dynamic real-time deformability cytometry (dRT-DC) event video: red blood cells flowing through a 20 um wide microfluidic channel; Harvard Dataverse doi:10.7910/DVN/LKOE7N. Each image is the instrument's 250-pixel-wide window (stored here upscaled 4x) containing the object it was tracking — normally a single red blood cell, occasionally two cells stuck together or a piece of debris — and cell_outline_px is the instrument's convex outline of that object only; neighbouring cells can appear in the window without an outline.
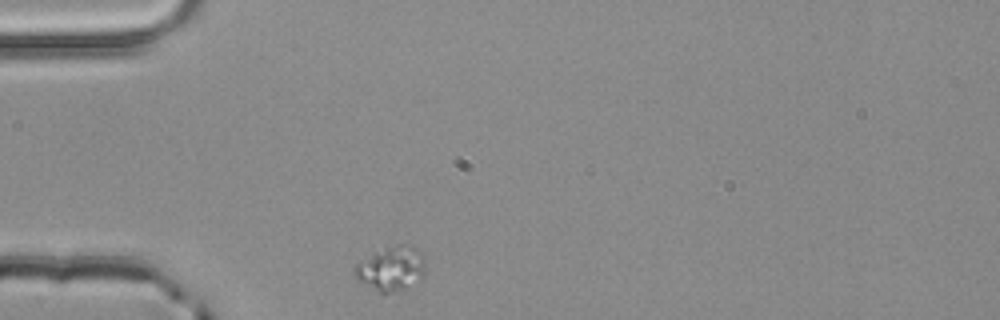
{"species": "common noctule bat (a hibernating species)", "species_latin": "Nyctalus noctula", "temperature_condition": "room temperature", "stored_images_in_passage": 1, "camera_frame_rate_fps": 3000, "um_per_image_px": 0.085, "animal": {"sex": "male", "body_mass_g": 20.4}, "frame": {"image": 1, "passage_image": 1, "time_ms": 0.0, "image_size_px": [1000, 320], "cell_outline_px": [[424, 280], [400, 292], [380, 292], [356, 280], [352, 272], [352, 268], [372, 248], [408, 244], [420, 252], [424, 260]], "centroid_in_image_um": [33.2, 22.82], "position_along_channel_um": 51.8, "area_um2": 19.19}}